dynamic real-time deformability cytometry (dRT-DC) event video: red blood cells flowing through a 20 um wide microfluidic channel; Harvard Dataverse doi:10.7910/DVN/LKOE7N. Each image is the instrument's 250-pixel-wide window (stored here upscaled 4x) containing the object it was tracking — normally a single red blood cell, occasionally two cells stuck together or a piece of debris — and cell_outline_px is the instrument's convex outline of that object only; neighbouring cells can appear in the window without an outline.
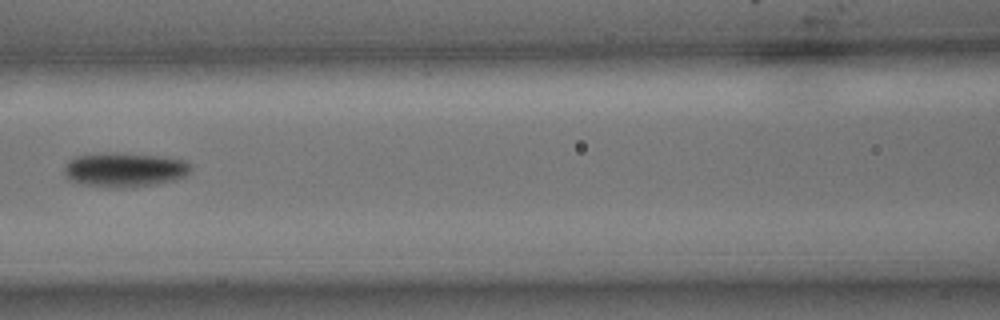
{"species": "common noctule bat (a hibernating species)", "species_latin": "Nyctalus noctula", "temperature_condition": "cold", "stored_images_in_passage": 4, "camera_frame_rate_fps": 3000, "um_per_image_px": 0.085, "animal": {"sex": "male", "body_mass_g": 15.6}, "frame": {"image": 1, "passage_image": 4, "time_ms": 1.0, "image_size_px": [1000, 320], "cell_outline_px": [[192, 168], [184, 176], [172, 180], [152, 184], [120, 188], [84, 184], [72, 180], [64, 172], [64, 164], [68, 160], [76, 156], [100, 152], [116, 152], [160, 156], [184, 160], [192, 164]], "centroid_in_image_um": [10.57, 14.39], "position_along_channel_um": 156.0, "area_um2": 25.2}}